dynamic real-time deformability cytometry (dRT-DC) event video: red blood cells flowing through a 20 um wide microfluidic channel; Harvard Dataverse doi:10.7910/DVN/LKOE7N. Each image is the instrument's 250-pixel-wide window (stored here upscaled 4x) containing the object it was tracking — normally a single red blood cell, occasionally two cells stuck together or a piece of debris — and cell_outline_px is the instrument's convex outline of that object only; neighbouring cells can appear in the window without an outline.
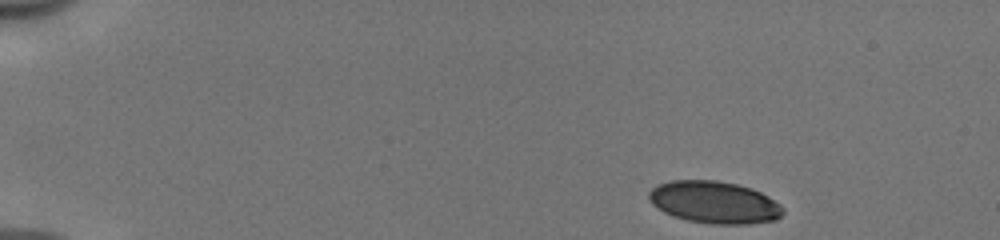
{"species": "human", "species_latin": "Homo sapiens", "temperature_condition": "cold", "stored_images_in_passage": 46, "camera_frame_rate_fps": 3000, "um_per_image_px": 0.085, "donor": {"sex": "male"}, "frame": {"image": 1, "passage_image": 1, "time_ms": 0.0, "image_size_px": [1000, 240], "cell_outline_px": [[784, 212], [776, 220], [748, 224], [712, 224], [688, 220], [672, 216], [664, 212], [652, 204], [648, 200], [648, 192], [656, 184], [668, 180], [716, 180], [736, 184], [752, 188], [768, 196], [780, 204], [784, 208]], "centroid_in_image_um": [60.7, 17.19], "position_along_channel_um": 24.3, "area_um2": 33.23}}
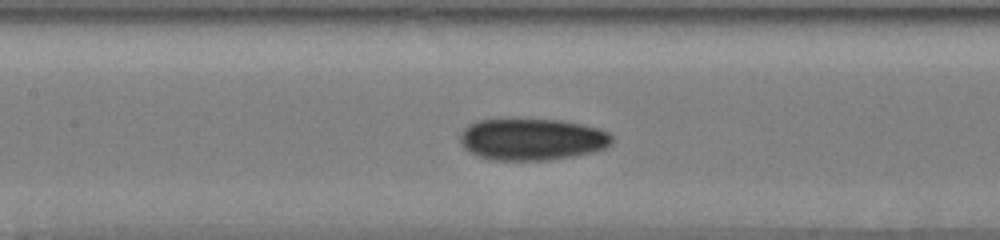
{"frame": {"image": 2, "passage_image": 20, "time_ms": 6.333, "image_size_px": [1000, 240], "cell_outline_px": [[612, 140], [604, 148], [592, 152], [572, 156], [548, 160], [492, 160], [480, 156], [464, 148], [460, 140], [460, 132], [468, 124], [476, 120], [500, 116], [560, 120], [580, 124], [596, 128], [608, 132], [612, 136]], "centroid_in_image_um": [45.13, 11.79], "position_along_channel_um": 162.3, "area_um2": 37.74}}
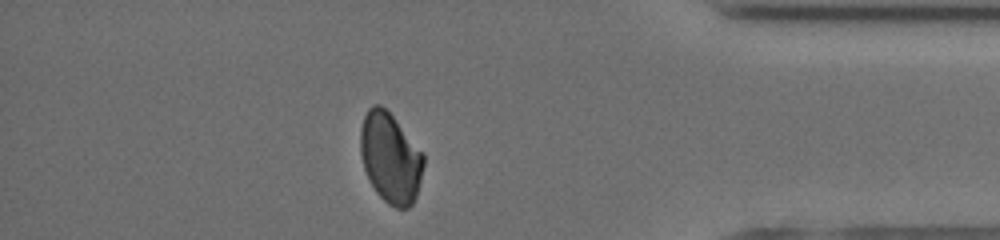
{"frame": {"image": 3, "passage_image": 40, "time_ms": 13.0, "image_size_px": [1000, 240], "cell_outline_px": [[424, 164], [416, 196], [412, 204], [408, 208], [396, 208], [388, 204], [376, 192], [364, 168], [360, 152], [360, 128], [364, 116], [368, 108], [372, 104], [380, 104], [392, 116], [424, 152]], "centroid_in_image_um": [33.18, 13.41], "position_along_channel_um": 402.0, "area_um2": 33.12}, "authors_computed_cell_mechanics": {"area_um2": 34.7667, "velocity_mm_per_s": 3.9676, "shape_relaxation_time_tau1_ms": 10.9994, "shape_relaxation_time_tau2_ms": 2.2682, "deformation_change_tau1": 0.1741, "deformation_change_tau2": 0.0706}}